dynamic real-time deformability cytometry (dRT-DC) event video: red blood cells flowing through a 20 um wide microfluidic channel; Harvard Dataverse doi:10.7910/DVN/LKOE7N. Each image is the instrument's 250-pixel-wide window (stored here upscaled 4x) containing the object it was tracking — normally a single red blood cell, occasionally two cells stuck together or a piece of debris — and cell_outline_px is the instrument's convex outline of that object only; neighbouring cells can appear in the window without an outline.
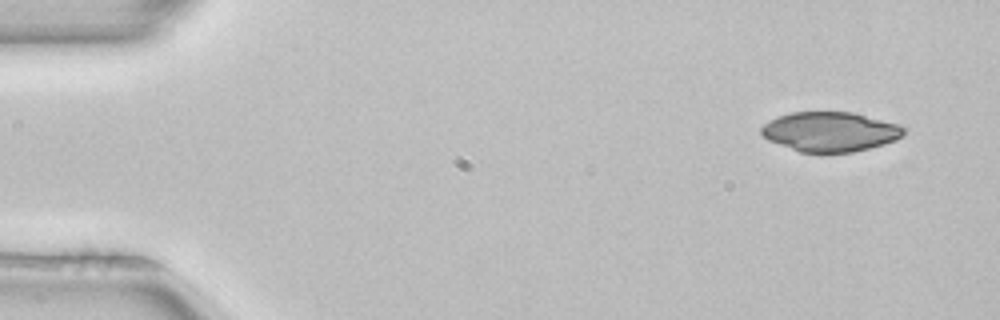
{"species": "common noctule bat (a hibernating species)", "species_latin": "Nyctalus noctula", "temperature_condition": "room temperature", "stored_images_in_passage": 3, "camera_frame_rate_fps": 3000, "um_per_image_px": 0.085, "animal": {"sex": "female", "body_mass_g": 22.7, "forearm_length_mm": 54.2}, "frame": {"image": 1, "passage_image": 1, "time_ms": 0.0, "image_size_px": [1000, 320], "cell_outline_px": [[908, 128], [904, 136], [896, 140], [884, 144], [852, 152], [820, 156], [800, 152], [768, 140], [760, 132], [760, 128], [768, 120], [792, 112], [852, 112], [896, 124]], "centroid_in_image_um": [70.56, 11.23], "position_along_channel_um": 14.4, "area_um2": 33.52}}